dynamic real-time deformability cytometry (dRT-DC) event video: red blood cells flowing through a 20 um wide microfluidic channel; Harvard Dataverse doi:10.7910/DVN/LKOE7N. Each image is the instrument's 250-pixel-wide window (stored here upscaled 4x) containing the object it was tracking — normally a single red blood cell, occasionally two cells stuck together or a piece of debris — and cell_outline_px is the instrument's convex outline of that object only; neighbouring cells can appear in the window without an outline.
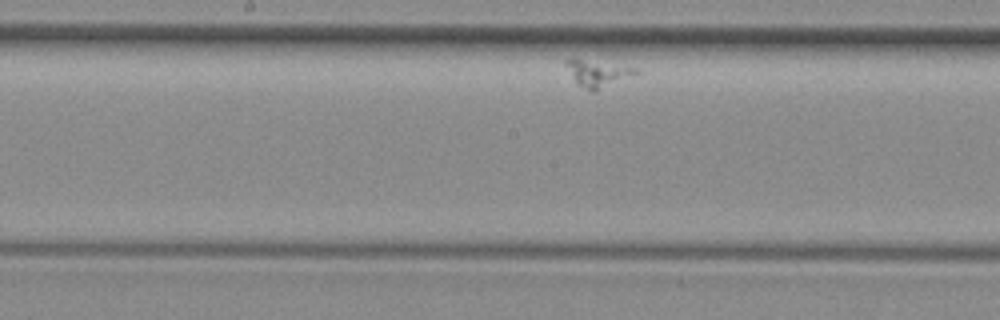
{"species": "common noctule bat (a hibernating species)", "species_latin": "Nyctalus noctula", "temperature_condition": "room temperature", "stored_images_in_passage": 28, "camera_frame_rate_fps": 3000, "um_per_image_px": 0.085, "animal": {"sex": "female", "body_mass_g": 29.2, "forearm_length_mm": 56.3}, "frame": {"image": 1, "passage_image": 13, "time_ms": 4.0, "image_size_px": [1000, 320], "cell_outline_px": [[640, 72], [596, 92], [592, 92], [576, 84], [564, 60], [572, 56], [636, 68]], "centroid_in_image_um": [50.77, 6.22], "position_along_channel_um": 197.4, "area_um2": 11.1}}